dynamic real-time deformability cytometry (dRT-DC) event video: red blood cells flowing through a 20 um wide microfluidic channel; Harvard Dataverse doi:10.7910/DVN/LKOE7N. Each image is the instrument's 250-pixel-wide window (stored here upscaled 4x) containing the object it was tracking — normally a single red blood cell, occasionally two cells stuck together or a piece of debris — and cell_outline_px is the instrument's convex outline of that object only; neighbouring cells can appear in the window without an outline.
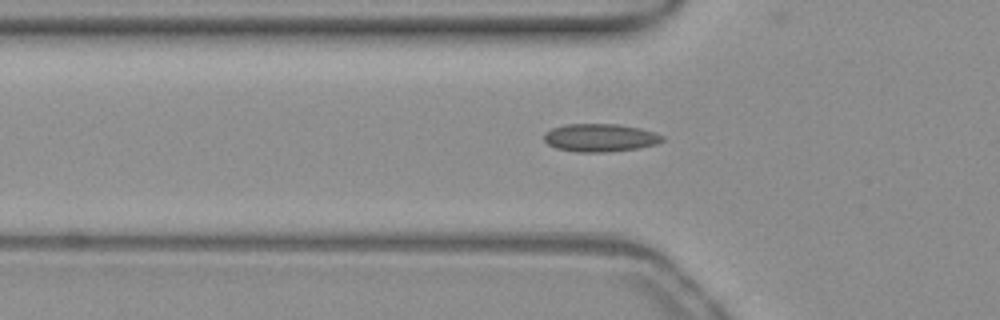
{"species": "common noctule bat (a hibernating species)", "species_latin": "Nyctalus noctula", "temperature_condition": "warm", "stored_images_in_passage": 37, "camera_frame_rate_fps": 3000, "um_per_image_px": 0.085, "animal": {"sex": "female", "body_mass_g": 19.3, "forearm_length_mm": 54.1}, "frame": {"image": 1, "passage_image": 5, "time_ms": 1.333, "image_size_px": [1000, 320], "cell_outline_px": [[664, 140], [656, 144], [640, 148], [608, 152], [576, 152], [556, 148], [548, 144], [544, 140], [544, 132], [552, 128], [568, 124], [616, 124], [640, 128], [664, 136]], "centroid_in_image_um": [51.0, 11.71], "position_along_channel_um": 74.8, "area_um2": 19.31}}
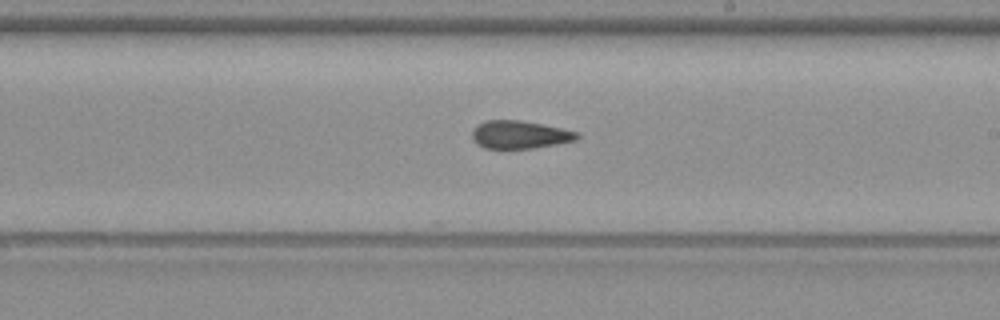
{"frame": {"image": 2, "passage_image": 18, "time_ms": 5.667, "image_size_px": [1000, 320], "cell_outline_px": [[580, 136], [576, 140], [556, 144], [532, 148], [484, 148], [476, 144], [472, 140], [472, 128], [488, 120], [520, 120], [544, 124], [580, 132]], "centroid_in_image_um": [44.19, 11.44], "position_along_channel_um": 244.8, "area_um2": 17.17}}
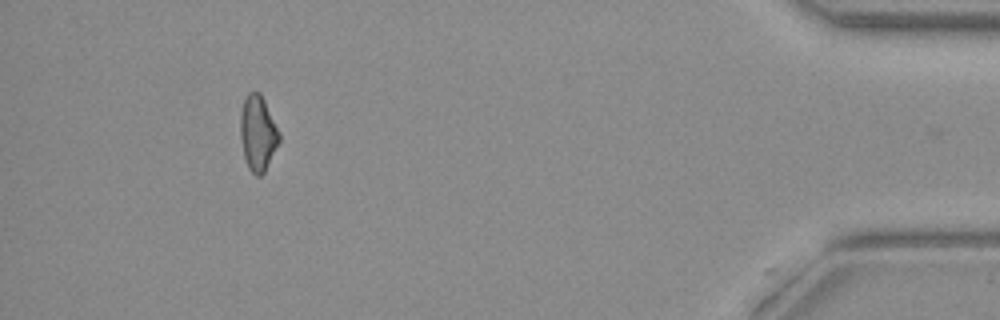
{"frame": {"image": 3, "passage_image": 36, "time_ms": 11.667, "image_size_px": [1000, 320], "cell_outline_px": [[280, 140], [264, 172], [260, 176], [256, 176], [248, 168], [244, 156], [240, 136], [240, 112], [244, 100], [248, 92], [260, 92], [280, 132]], "centroid_in_image_um": [21.91, 11.31], "position_along_channel_um": 413.3, "area_um2": 16.99}, "authors_computed_cell_mechanics": {"area_um2": 17.1666, "velocity_mm_per_s": 3.9076, "shape_relaxation_time_tau1_ms": null, "shape_relaxation_time_tau2_ms": 6.4607, "deformation_change_tau1": null, "deformation_change_tau2": 0.1362}}